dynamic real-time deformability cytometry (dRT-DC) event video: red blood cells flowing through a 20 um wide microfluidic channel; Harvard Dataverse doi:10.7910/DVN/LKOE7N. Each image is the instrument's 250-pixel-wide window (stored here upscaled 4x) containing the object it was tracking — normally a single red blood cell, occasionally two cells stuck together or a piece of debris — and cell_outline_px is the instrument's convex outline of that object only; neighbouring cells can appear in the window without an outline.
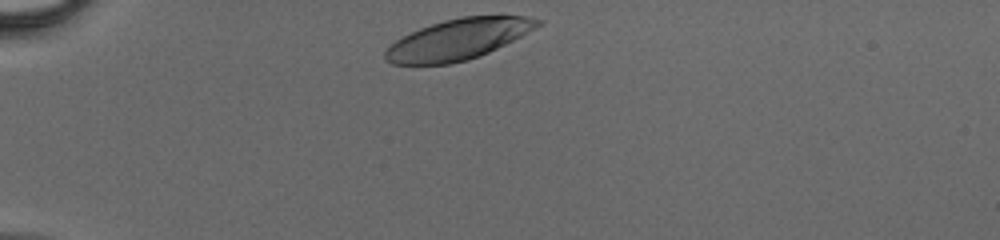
{"species": "human", "species_latin": "Homo sapiens", "temperature_condition": "cold", "stored_images_in_passage": 29, "camera_frame_rate_fps": 3000, "um_per_image_px": 0.085, "donor": {"sex": "male"}, "frame": {"image": 1, "passage_image": 1, "time_ms": 0.0, "image_size_px": [1000, 240], "cell_outline_px": [[544, 20], [540, 24], [520, 36], [480, 56], [468, 60], [448, 64], [392, 64], [384, 60], [384, 52], [396, 40], [420, 28], [444, 20], [464, 16], [524, 16]], "centroid_in_image_um": [38.91, 3.35], "position_along_channel_um": 46.1, "area_um2": 35.55}}
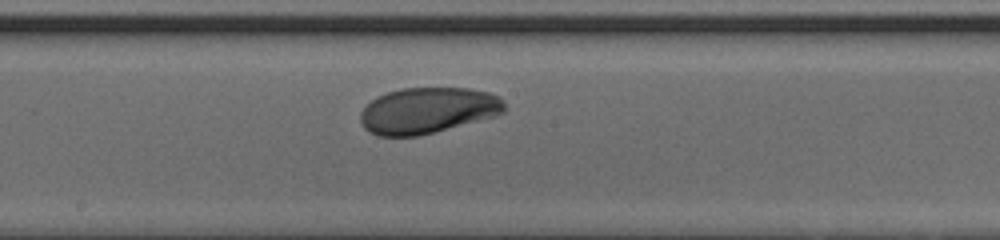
{"frame": {"image": 2, "passage_image": 15, "time_ms": 4.667, "image_size_px": [1000, 240], "cell_outline_px": [[504, 112], [496, 116], [416, 136], [376, 136], [368, 132], [364, 128], [360, 120], [360, 112], [376, 96], [400, 88], [468, 88], [488, 92], [504, 100]], "centroid_in_image_um": [36.32, 9.38], "position_along_channel_um": 211.9, "area_um2": 38.49}}
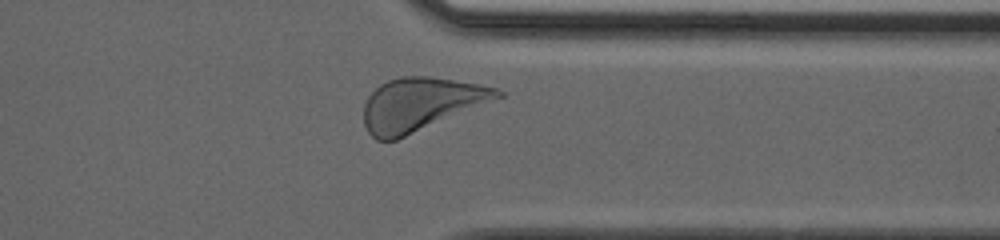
{"frame": {"image": 3, "passage_image": 26, "time_ms": 8.333, "image_size_px": [1000, 240], "cell_outline_px": [[504, 96], [396, 140], [376, 140], [368, 132], [364, 124], [364, 104], [368, 96], [380, 84], [388, 80], [400, 76], [428, 76], [476, 84], [496, 88], [504, 92]], "centroid_in_image_um": [35.72, 8.86], "position_along_channel_um": 375.7, "area_um2": 40.92}}